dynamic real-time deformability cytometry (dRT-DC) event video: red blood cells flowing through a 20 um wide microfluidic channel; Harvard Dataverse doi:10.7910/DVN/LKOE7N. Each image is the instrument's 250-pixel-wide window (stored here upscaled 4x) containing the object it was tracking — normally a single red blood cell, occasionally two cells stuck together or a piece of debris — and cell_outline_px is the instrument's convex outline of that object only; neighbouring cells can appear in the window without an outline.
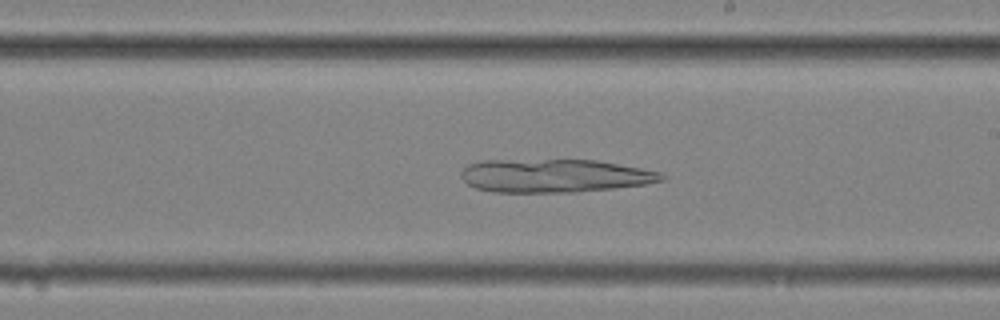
{"species": "common noctule bat (a hibernating species)", "species_latin": "Nyctalus noctula", "temperature_condition": "cold", "stored_images_in_passage": 55, "camera_frame_rate_fps": 3000, "um_per_image_px": 0.085, "animal": {"sex": "female", "body_mass_g": 25.1}, "frame": {"image": 1, "passage_image": 32, "time_ms": 10.333, "image_size_px": [1000, 320], "cell_outline_px": [[668, 176], [664, 180], [644, 184], [612, 188], [576, 192], [492, 192], [476, 188], [468, 184], [460, 176], [460, 172], [468, 164], [480, 160], [596, 160], [640, 168], [660, 172]], "centroid_in_image_um": [47.1, 14.93], "position_along_channel_um": 241.9, "area_um2": 38.9}}